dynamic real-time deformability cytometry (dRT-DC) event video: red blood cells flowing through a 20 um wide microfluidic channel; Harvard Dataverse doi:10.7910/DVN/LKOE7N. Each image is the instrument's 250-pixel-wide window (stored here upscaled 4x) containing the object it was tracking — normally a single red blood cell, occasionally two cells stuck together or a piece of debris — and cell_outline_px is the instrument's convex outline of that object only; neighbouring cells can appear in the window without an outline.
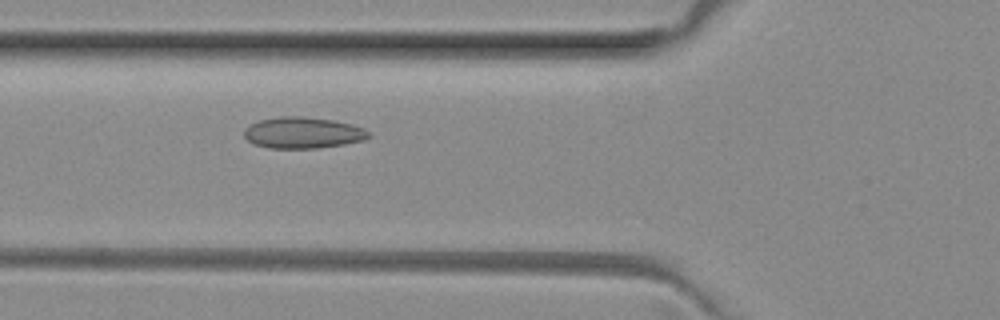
{"species": "common noctule bat (a hibernating species)", "species_latin": "Nyctalus noctula", "temperature_condition": "room temperature", "stored_images_in_passage": 2, "camera_frame_rate_fps": 3000, "um_per_image_px": 0.085, "animal": {"sex": "female", "body_mass_g": 29.2, "forearm_length_mm": 56.3}, "frame": {"image": 1, "passage_image": 2, "time_ms": 0.333, "image_size_px": [1000, 320], "cell_outline_px": [[372, 136], [364, 140], [344, 144], [316, 148], [268, 148], [252, 144], [244, 136], [244, 128], [248, 124], [260, 120], [280, 116], [304, 116], [332, 120], [352, 124], [364, 128]], "centroid_in_image_um": [25.72, 11.28], "position_along_channel_um": 100.1, "area_um2": 22.89}}